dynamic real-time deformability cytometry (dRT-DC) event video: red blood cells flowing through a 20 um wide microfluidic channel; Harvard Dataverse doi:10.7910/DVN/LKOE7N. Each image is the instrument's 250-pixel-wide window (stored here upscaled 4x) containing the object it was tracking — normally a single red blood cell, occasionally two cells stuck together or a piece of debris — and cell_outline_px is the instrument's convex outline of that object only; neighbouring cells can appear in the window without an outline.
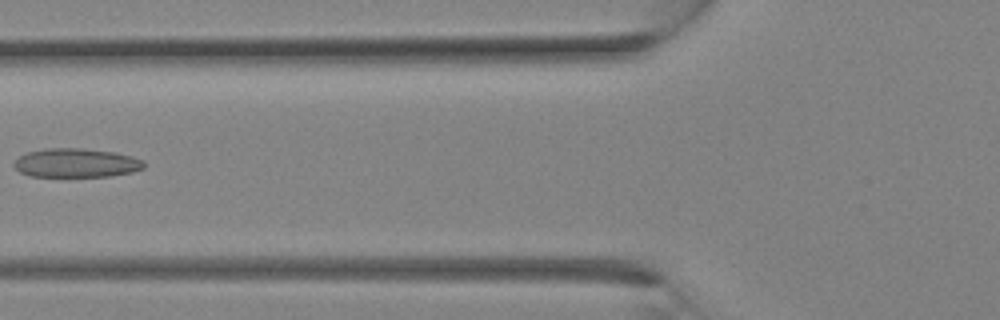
{"species": "Egyptian fruit bat (a non-hibernating species)", "species_latin": "Rousettus aegyptiacus", "temperature_condition": "room temperature", "stored_images_in_passage": 30, "camera_frame_rate_fps": 3000, "um_per_image_px": 0.085, "animal": {"sex": "female"}, "frame": {"image": 1, "passage_image": 12, "time_ms": 3.667, "image_size_px": [1000, 320], "cell_outline_px": [[144, 168], [132, 172], [108, 176], [32, 176], [20, 172], [12, 164], [20, 156], [28, 152], [44, 148], [80, 148], [116, 152], [132, 156], [144, 160]], "centroid_in_image_um": [6.49, 13.84], "position_along_channel_um": 119.3, "area_um2": 21.85}}
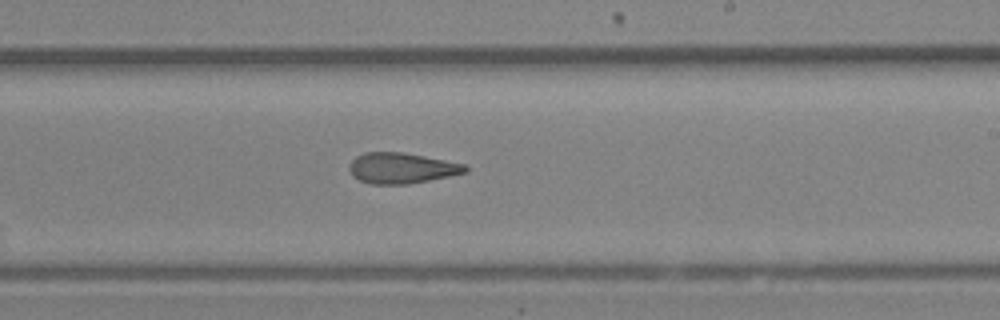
{"frame": {"image": 2, "passage_image": 18, "time_ms": 5.667, "image_size_px": [1000, 320], "cell_outline_px": [[468, 172], [408, 184], [372, 184], [360, 180], [352, 176], [348, 168], [348, 164], [356, 156], [364, 152], [404, 152], [468, 164]], "centroid_in_image_um": [34.14, 14.27], "position_along_channel_um": 254.9, "area_um2": 20.92}}
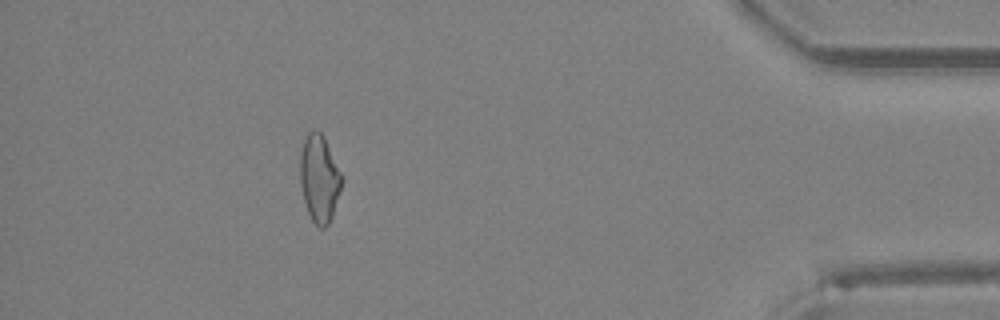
{"frame": {"image": 3, "passage_image": 27, "time_ms": 8.667, "image_size_px": [1000, 320], "cell_outline_px": [[340, 192], [332, 216], [328, 224], [324, 228], [320, 228], [312, 220], [308, 212], [304, 200], [300, 184], [300, 152], [304, 140], [308, 132], [312, 128], [316, 128], [324, 136], [340, 172]], "centroid_in_image_um": [27.11, 15.14], "position_along_channel_um": 408.1, "area_um2": 20.92}}